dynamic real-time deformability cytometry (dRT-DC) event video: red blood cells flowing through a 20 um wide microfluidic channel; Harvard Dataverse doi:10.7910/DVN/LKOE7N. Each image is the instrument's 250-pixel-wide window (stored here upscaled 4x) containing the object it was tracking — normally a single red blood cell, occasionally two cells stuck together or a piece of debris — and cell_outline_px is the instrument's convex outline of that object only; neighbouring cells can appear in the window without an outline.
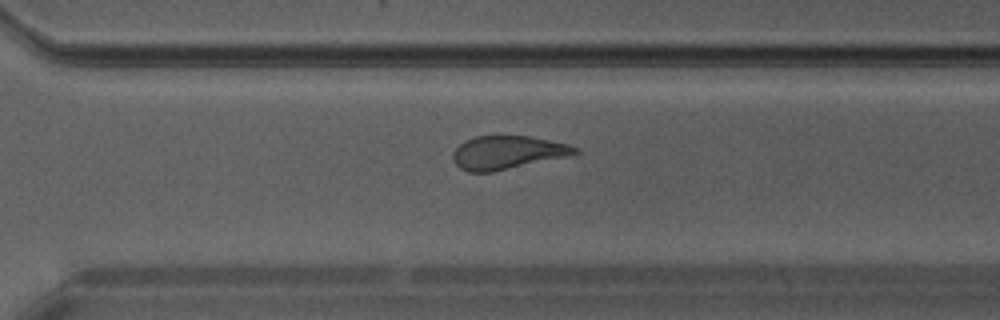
{"species": "Egyptian fruit bat (a non-hibernating species)", "species_latin": "Rousettus aegyptiacus", "temperature_condition": "warm", "stored_images_in_passage": 28, "camera_frame_rate_fps": 3000, "um_per_image_px": 0.085, "animal": {"sex": "male"}, "frame": {"image": 1, "passage_image": 20, "time_ms": 6.333, "image_size_px": [1000, 320], "cell_outline_px": [[580, 152], [568, 156], [492, 172], [468, 172], [460, 168], [456, 164], [452, 156], [452, 152], [464, 140], [476, 136], [532, 136], [568, 144], [576, 148]], "centroid_in_image_um": [43.11, 12.96], "position_along_channel_um": 327.5, "area_um2": 23.64}}